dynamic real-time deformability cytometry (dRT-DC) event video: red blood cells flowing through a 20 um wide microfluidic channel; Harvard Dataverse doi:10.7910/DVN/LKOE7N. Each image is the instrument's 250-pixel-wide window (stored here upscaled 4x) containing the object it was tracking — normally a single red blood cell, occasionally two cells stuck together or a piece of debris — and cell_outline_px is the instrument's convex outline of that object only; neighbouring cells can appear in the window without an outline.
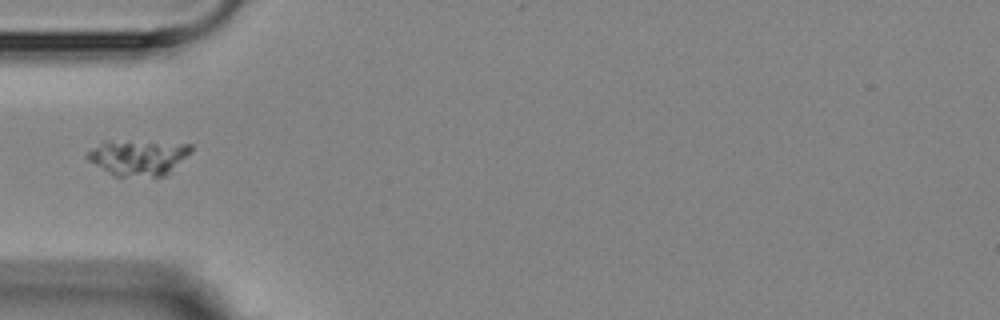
{"species": "Egyptian fruit bat (a non-hibernating species)", "species_latin": "Rousettus aegyptiacus", "temperature_condition": "room temperature", "stored_images_in_passage": 9, "camera_frame_rate_fps": 3000, "um_per_image_px": 0.085, "animal": {"sex": "female"}, "frame": {"image": 1, "passage_image": 3, "time_ms": 2.333, "image_size_px": [1000, 320], "cell_outline_px": [[192, 152], [164, 176], [112, 176], [88, 160], [84, 156], [100, 140], [104, 140], [192, 144]], "centroid_in_image_um": [11.69, 13.38], "position_along_channel_um": 73.3, "area_um2": 21.56}}
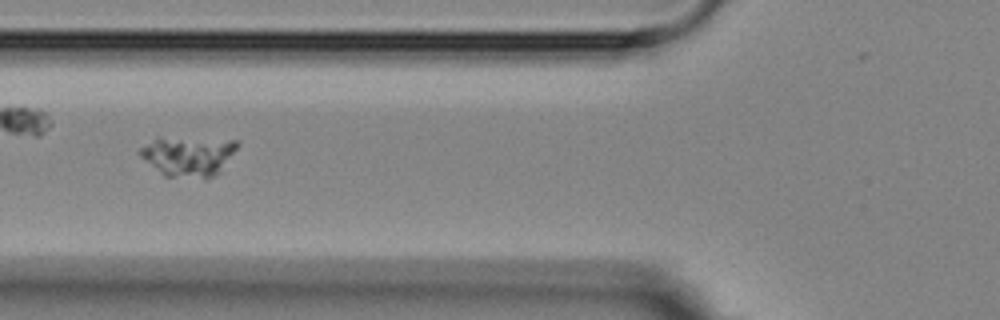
{"frame": {"image": 2, "passage_image": 4, "time_ms": 3.333, "image_size_px": [1000, 320], "cell_outline_px": [[240, 144], [220, 172], [204, 180], [164, 176], [140, 156], [136, 152], [140, 148], [156, 136], [240, 140]], "centroid_in_image_um": [16.0, 13.26], "position_along_channel_um": 109.8, "area_um2": 23.35}}